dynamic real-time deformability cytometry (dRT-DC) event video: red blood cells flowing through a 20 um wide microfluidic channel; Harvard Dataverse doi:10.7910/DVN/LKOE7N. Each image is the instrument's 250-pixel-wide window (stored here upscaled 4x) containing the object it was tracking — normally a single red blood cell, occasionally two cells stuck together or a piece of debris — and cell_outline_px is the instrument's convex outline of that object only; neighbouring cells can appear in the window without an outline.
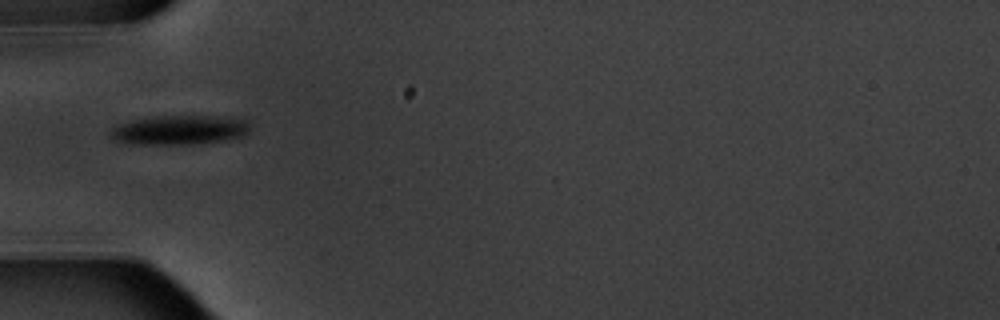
{"species": "common noctule bat (a hibernating species)", "species_latin": "Nyctalus noctula", "temperature_condition": "warm", "stored_images_in_passage": 11, "camera_frame_rate_fps": 3000, "um_per_image_px": 0.085, "animal": {"sex": "male", "body_mass_g": 20.1, "forearm_length_mm": 53.5}, "frame": {"image": 1, "passage_image": 1, "time_ms": 0.0, "image_size_px": [1000, 320], "cell_outline_px": [[248, 132], [240, 136], [228, 140], [200, 144], [128, 144], [112, 136], [108, 132], [116, 124], [128, 120], [156, 116], [208, 116], [248, 120]], "centroid_in_image_um": [15.21, 11.05], "position_along_channel_um": 69.8, "area_um2": 23.87}}
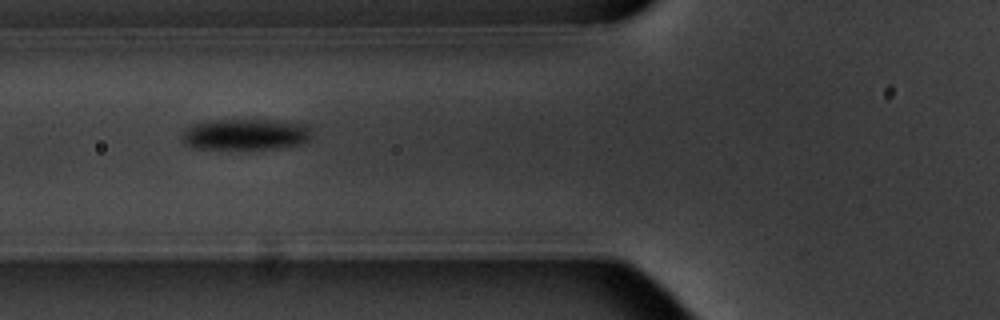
{"frame": {"image": 2, "passage_image": 2, "time_ms": 1.0, "image_size_px": [1000, 320], "cell_outline_px": [[308, 140], [300, 144], [272, 148], [196, 148], [184, 144], [180, 136], [184, 128], [192, 124], [212, 120], [276, 120], [304, 124], [308, 128]], "centroid_in_image_um": [20.77, 11.4], "position_along_channel_um": 105.0, "area_um2": 23.18}}
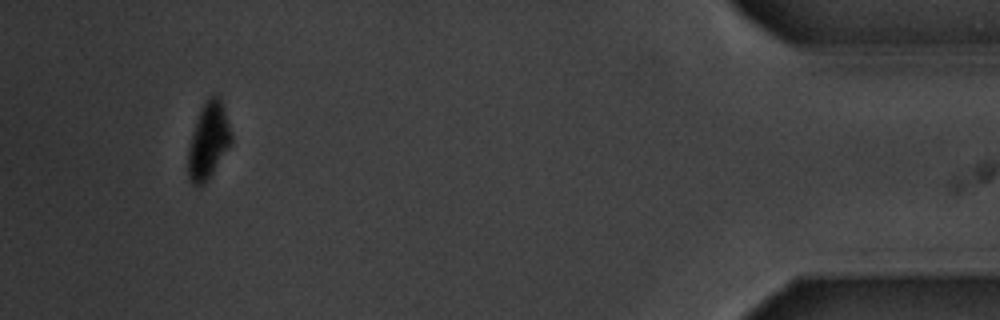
{"frame": {"image": 3, "passage_image": 10, "time_ms": 11.667, "image_size_px": [1000, 320], "cell_outline_px": [[232, 144], [212, 176], [204, 184], [192, 184], [188, 176], [188, 148], [192, 132], [200, 108], [208, 96], [212, 92], [216, 92], [220, 100], [232, 136]], "centroid_in_image_um": [17.71, 11.97], "position_along_channel_um": 417.5, "area_um2": 19.42}, "authors_computed_cell_mechanics": {"area_um2": 23.1778, "velocity_mm_per_s": 3.5182, "shape_relaxation_time_tau1_ms": 0.965, "shape_relaxation_time_tau2_ms": null, "deformation_change_tau1": 0.0963, "deformation_change_tau2": null}}